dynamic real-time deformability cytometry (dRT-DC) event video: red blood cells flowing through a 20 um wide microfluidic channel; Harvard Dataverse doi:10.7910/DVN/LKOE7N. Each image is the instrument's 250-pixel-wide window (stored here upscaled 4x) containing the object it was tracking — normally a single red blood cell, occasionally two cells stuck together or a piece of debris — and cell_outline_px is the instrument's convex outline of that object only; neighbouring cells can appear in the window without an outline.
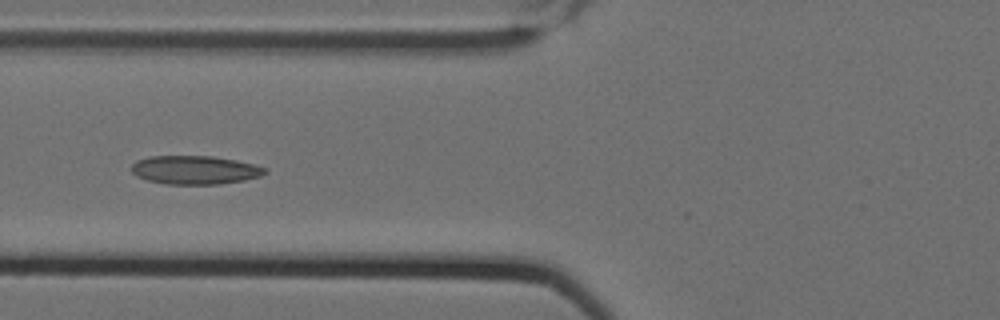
{"species": "Egyptian fruit bat (a non-hibernating species)", "species_latin": "Rousettus aegyptiacus", "temperature_condition": "cold", "stored_images_in_passage": 11, "camera_frame_rate_fps": 3000, "um_per_image_px": 0.085, "animal": {"sex": "female"}, "frame": {"image": 1, "passage_image": 7, "time_ms": 2.0, "image_size_px": [1000, 320], "cell_outline_px": [[268, 172], [260, 176], [244, 180], [220, 184], [164, 184], [148, 180], [136, 176], [132, 172], [132, 164], [136, 160], [152, 156], [212, 156], [236, 160], [268, 168]], "centroid_in_image_um": [16.57, 14.45], "position_along_channel_um": 109.2, "area_um2": 22.25}}
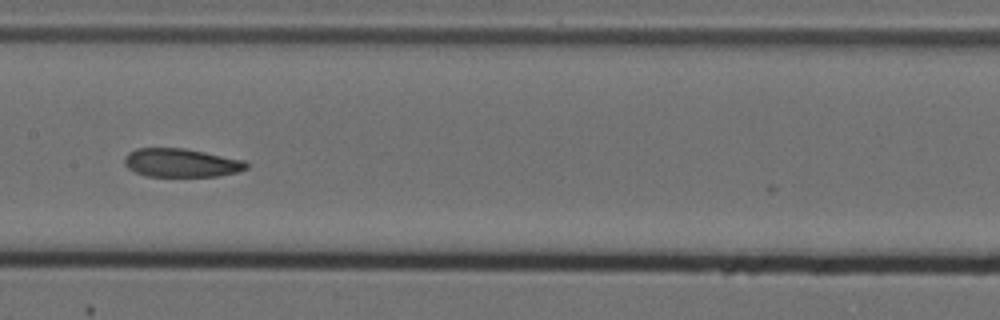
{"frame": {"image": 2, "passage_image": 9, "time_ms": 2.667, "image_size_px": [1000, 320], "cell_outline_px": [[248, 168], [240, 172], [220, 176], [144, 176], [128, 168], [124, 164], [124, 156], [128, 152], [136, 148], [184, 148], [244, 160], [248, 164]], "centroid_in_image_um": [15.4, 13.84], "position_along_channel_um": 192.0, "area_um2": 20.4}}
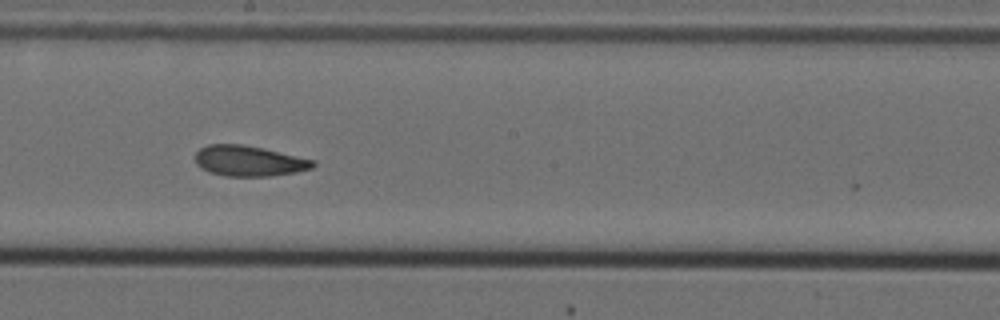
{"frame": {"image": 3, "passage_image": 10, "time_ms": 3.0, "image_size_px": [1000, 320], "cell_outline_px": [[316, 164], [312, 168], [296, 172], [268, 176], [224, 176], [208, 172], [200, 168], [196, 164], [196, 152], [200, 148], [208, 144], [240, 144], [264, 148], [316, 160]], "centroid_in_image_um": [21.16, 13.68], "position_along_channel_um": 227.0, "area_um2": 21.1}}